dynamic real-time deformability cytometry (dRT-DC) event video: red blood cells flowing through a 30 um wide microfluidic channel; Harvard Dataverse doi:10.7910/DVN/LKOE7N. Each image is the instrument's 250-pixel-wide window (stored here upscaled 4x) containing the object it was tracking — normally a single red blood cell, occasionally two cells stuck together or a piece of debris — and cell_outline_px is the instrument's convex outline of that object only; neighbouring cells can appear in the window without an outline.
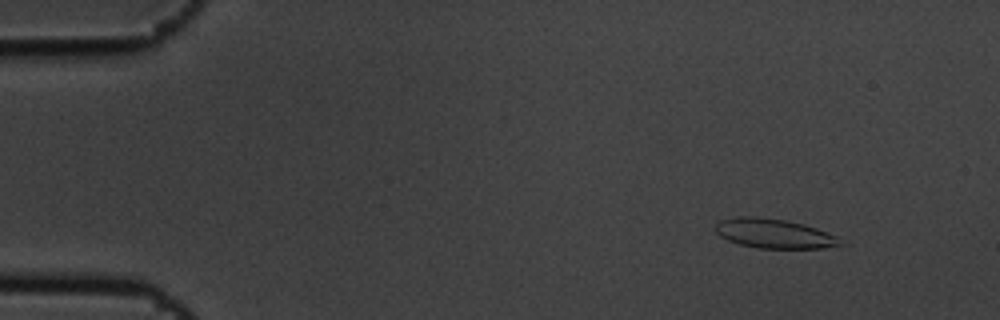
{"species": "common noctule bat (a hibernating species)", "species_latin": "Nyctalus noctula", "temperature_condition": "cold", "stored_images_in_passage": 4, "camera_frame_rate_fps": 3000, "um_per_image_px": 0.085, "animal": {"sex": "male", "body_mass_g": 19.5, "forearm_length_mm": 54.6}, "frame": {"image": 1, "passage_image": 2, "time_ms": 0.333, "image_size_px": [1000, 320], "cell_outline_px": [[840, 244], [820, 248], [756, 248], [740, 244], [728, 240], [720, 236], [716, 232], [716, 224], [720, 220], [736, 216], [756, 216], [784, 220], [804, 224], [816, 228], [836, 236], [840, 240]], "centroid_in_image_um": [65.73, 19.84], "position_along_channel_um": 19.3, "area_um2": 21.15}}